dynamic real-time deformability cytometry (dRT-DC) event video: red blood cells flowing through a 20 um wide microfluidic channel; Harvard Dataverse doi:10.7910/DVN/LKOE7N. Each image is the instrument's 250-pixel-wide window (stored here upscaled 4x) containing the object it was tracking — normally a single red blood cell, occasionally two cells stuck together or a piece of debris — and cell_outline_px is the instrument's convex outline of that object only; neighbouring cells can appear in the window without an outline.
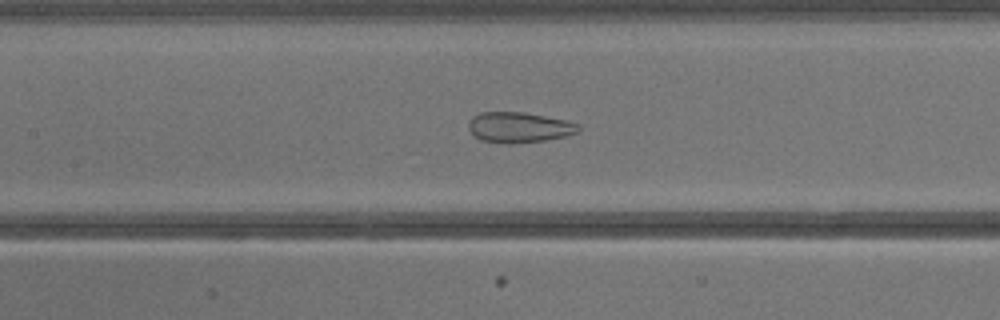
{"species": "common noctule bat (a hibernating species)", "species_latin": "Nyctalus noctula", "temperature_condition": "warm", "stored_images_in_passage": 39, "camera_frame_rate_fps": 3000, "um_per_image_px": 0.085, "animal": {"sex": "male", "body_mass_g": 13.3}, "frame": {"image": 1, "passage_image": 18, "time_ms": 5.667, "image_size_px": [1000, 320], "cell_outline_px": [[580, 128], [576, 132], [568, 136], [548, 140], [508, 144], [480, 140], [472, 136], [468, 128], [468, 120], [472, 116], [480, 112], [524, 112], [564, 120], [580, 124]], "centroid_in_image_um": [44.07, 10.83], "position_along_channel_um": 163.3, "area_um2": 19.77}}
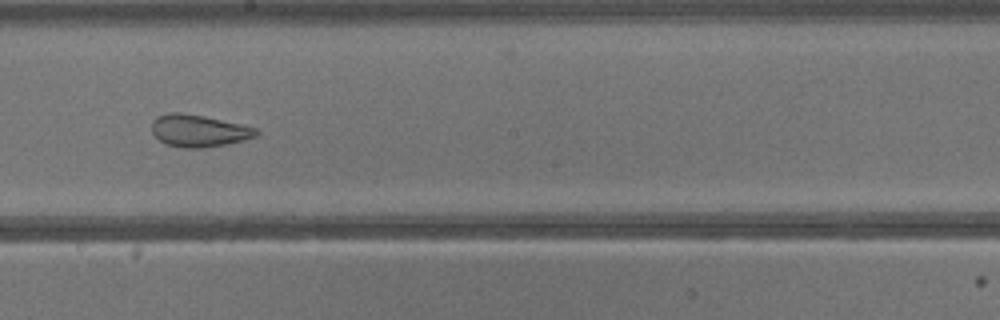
{"frame": {"image": 2, "passage_image": 22, "time_ms": 7.0, "image_size_px": [1000, 320], "cell_outline_px": [[260, 132], [256, 136], [244, 140], [204, 148], [184, 148], [168, 144], [160, 140], [152, 132], [152, 120], [156, 116], [168, 112], [180, 112], [204, 116], [244, 124], [256, 128]], "centroid_in_image_um": [16.9, 11.09], "position_along_channel_um": 231.3, "area_um2": 19.65}}
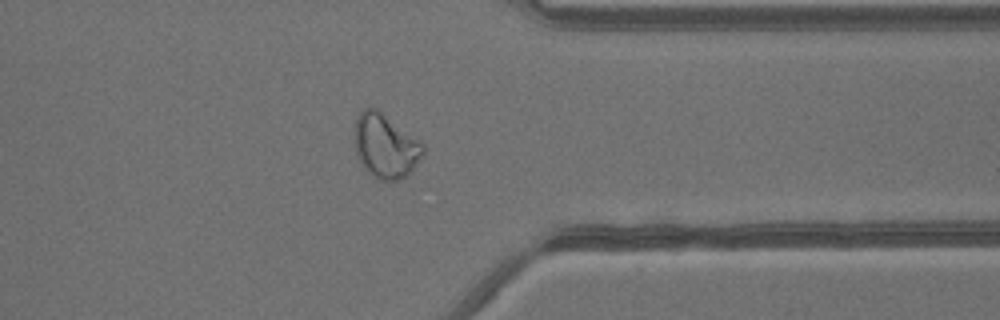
{"frame": {"image": 3, "passage_image": 31, "time_ms": 10.0, "image_size_px": [1000, 320], "cell_outline_px": [[424, 156], [408, 176], [396, 180], [380, 180], [372, 176], [368, 172], [360, 160], [356, 152], [356, 120], [360, 112], [364, 108], [376, 108], [420, 140], [424, 144]], "centroid_in_image_um": [32.82, 12.43], "position_along_channel_um": 378.6, "area_um2": 25.43}}